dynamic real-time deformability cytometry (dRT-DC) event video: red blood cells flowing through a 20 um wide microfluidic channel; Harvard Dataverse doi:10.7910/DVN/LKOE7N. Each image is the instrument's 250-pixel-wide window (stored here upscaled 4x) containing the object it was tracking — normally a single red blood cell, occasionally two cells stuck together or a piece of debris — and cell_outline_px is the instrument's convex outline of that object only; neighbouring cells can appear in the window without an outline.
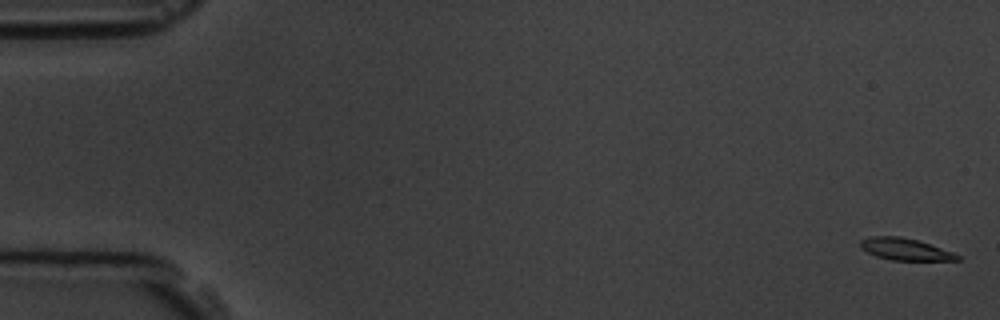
{"species": "common noctule bat (a hibernating species)", "species_latin": "Nyctalus noctula", "temperature_condition": "room temperature", "stored_images_in_passage": 8, "camera_frame_rate_fps": 3000, "um_per_image_px": 0.085, "animal": {"sex": "male", "body_mass_g": 19.5, "forearm_length_mm": 54.6}, "frame": {"image": 1, "passage_image": 1, "time_ms": 0.0, "image_size_px": [1000, 320], "cell_outline_px": [[960, 260], [892, 260], [876, 256], [860, 248], [860, 240], [868, 236], [900, 236], [916, 240], [952, 252], [960, 256]], "centroid_in_image_um": [76.88, 21.18], "position_along_channel_um": 8.1, "area_um2": 12.2}}
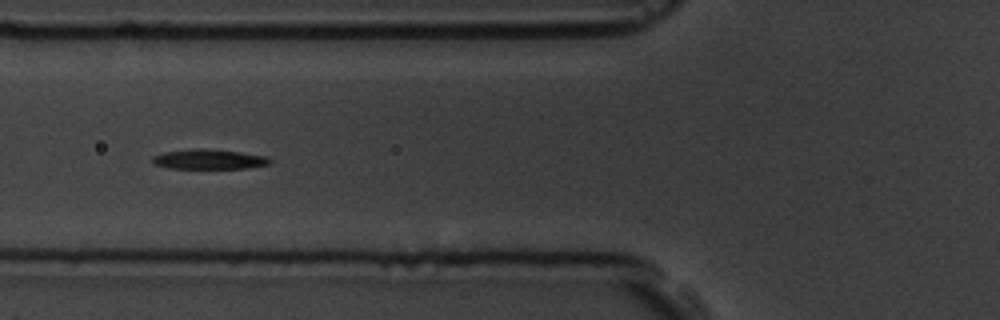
{"frame": {"image": 2, "passage_image": 7, "time_ms": 7.0, "image_size_px": [1000, 320], "cell_outline_px": [[272, 160], [268, 164], [248, 168], [168, 168], [152, 164], [152, 156], [168, 152], [192, 148], [200, 148], [240, 152], [268, 156]], "centroid_in_image_um": [17.76, 13.54], "position_along_channel_um": 108.0, "area_um2": 13.53}}
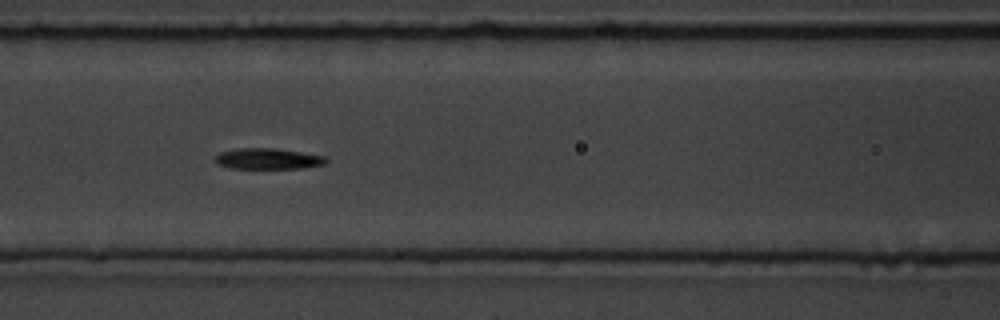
{"frame": {"image": 3, "passage_image": 8, "time_ms": 8.0, "image_size_px": [1000, 320], "cell_outline_px": [[328, 160], [324, 164], [304, 168], [228, 168], [216, 164], [212, 160], [220, 152], [240, 148], [276, 148], [324, 156]], "centroid_in_image_um": [22.72, 13.49], "position_along_channel_um": 143.9, "area_um2": 13.53}}